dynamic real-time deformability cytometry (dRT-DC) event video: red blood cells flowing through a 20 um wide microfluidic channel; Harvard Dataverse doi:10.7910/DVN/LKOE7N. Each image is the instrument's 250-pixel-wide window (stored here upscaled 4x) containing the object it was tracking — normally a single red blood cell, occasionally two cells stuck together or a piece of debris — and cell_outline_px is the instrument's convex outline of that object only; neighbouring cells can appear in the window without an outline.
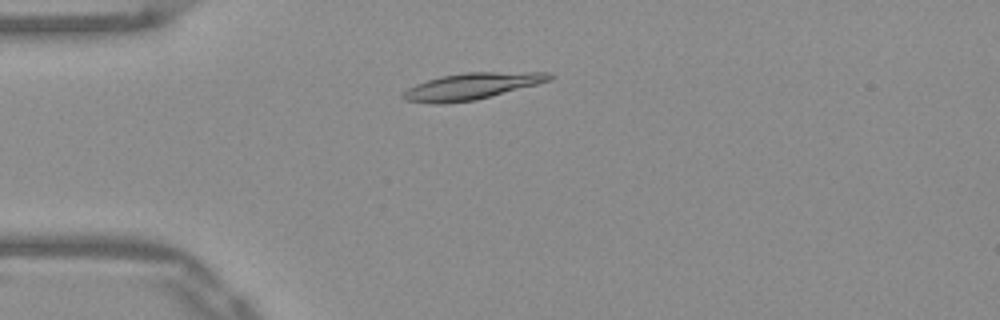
{"species": "Egyptian fruit bat (a non-hibernating species)", "species_latin": "Rousettus aegyptiacus", "temperature_condition": "warm", "stored_images_in_passage": 34, "camera_frame_rate_fps": 3000, "um_per_image_px": 0.085, "frame": {"image": 1, "passage_image": 1, "time_ms": 0.0, "image_size_px": [1000, 320], "cell_outline_px": [[556, 76], [552, 80], [476, 100], [444, 104], [432, 104], [404, 100], [400, 96], [408, 88], [416, 84], [440, 76], [464, 72], [548, 72]], "centroid_in_image_um": [40.09, 7.33], "position_along_channel_um": 44.9, "area_um2": 22.77}}
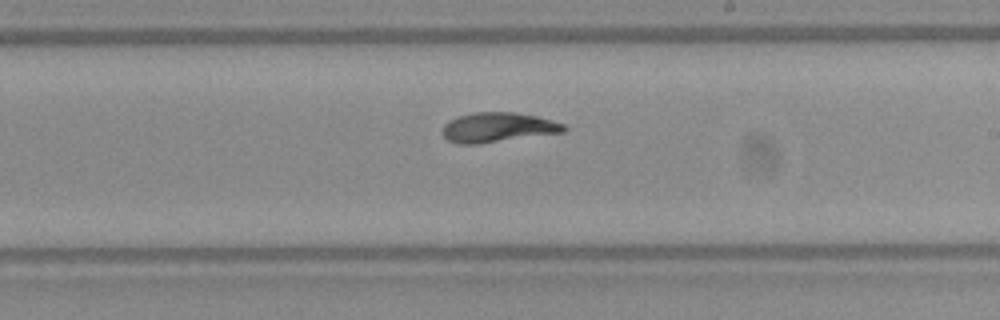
{"frame": {"image": 2, "passage_image": 18, "time_ms": 5.667, "image_size_px": [1000, 320], "cell_outline_px": [[568, 128], [564, 132], [476, 144], [456, 144], [448, 140], [440, 132], [444, 124], [448, 120], [460, 116], [476, 112], [512, 112], [536, 116], [564, 124]], "centroid_in_image_um": [42.28, 10.83], "position_along_channel_um": 246.7, "area_um2": 20.92}}
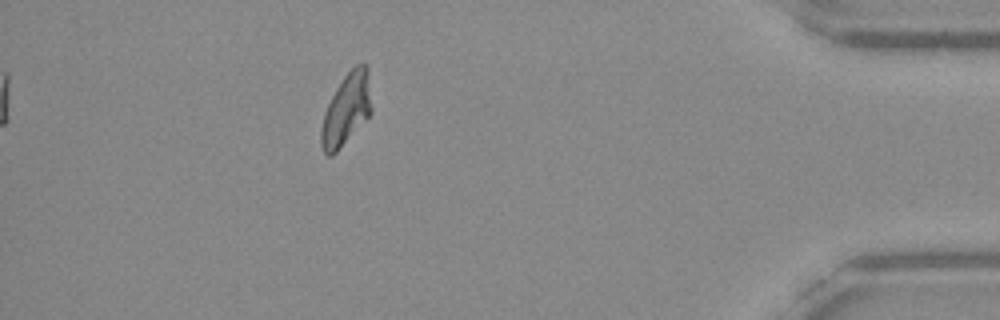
{"frame": {"image": 3, "passage_image": 34, "time_ms": 11.0, "image_size_px": [1000, 320], "cell_outline_px": [[372, 112], [336, 152], [332, 156], [328, 156], [324, 152], [320, 144], [320, 128], [324, 112], [336, 88], [344, 76], [356, 64], [364, 64], [368, 68], [372, 108]], "centroid_in_image_um": [29.43, 9.3], "position_along_channel_um": 405.8, "area_um2": 20.92}, "authors_computed_cell_mechanics": {"area_um2": 21.1548, "velocity_mm_per_s": 3.8992, "shape_relaxation_time_tau1_ms": 5.0599, "shape_relaxation_time_tau2_ms": 1.9119, "deformation_change_tau1": 0.207, "deformation_change_tau2": 0.0652}}